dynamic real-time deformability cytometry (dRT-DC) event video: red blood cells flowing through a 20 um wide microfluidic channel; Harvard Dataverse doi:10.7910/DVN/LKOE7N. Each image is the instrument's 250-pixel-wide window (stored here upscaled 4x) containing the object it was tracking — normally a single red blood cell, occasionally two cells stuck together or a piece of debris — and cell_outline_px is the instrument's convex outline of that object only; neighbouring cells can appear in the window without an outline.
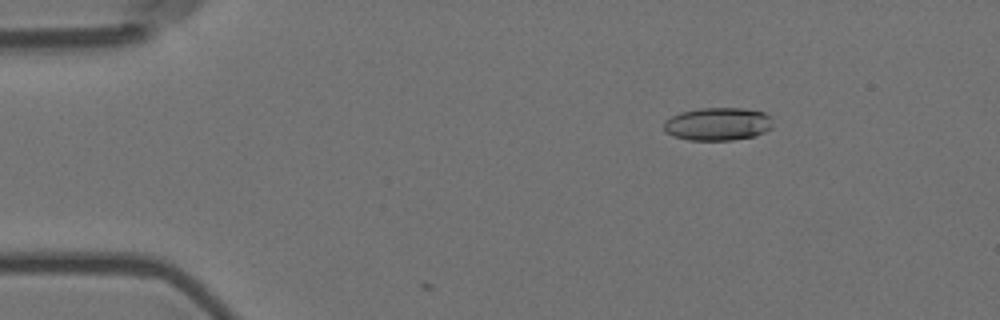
{"species": "Egyptian fruit bat (a non-hibernating species)", "species_latin": "Rousettus aegyptiacus", "temperature_condition": "room temperature", "stored_images_in_passage": 12, "camera_frame_rate_fps": 3000, "um_per_image_px": 0.085, "animal": {"sex": "female"}, "frame": {"image": 1, "passage_image": 9, "time_ms": 2.667, "image_size_px": [1000, 320], "cell_outline_px": [[772, 128], [764, 132], [752, 136], [732, 140], [688, 140], [672, 136], [664, 132], [664, 120], [680, 112], [700, 108], [740, 108], [764, 112], [772, 116]], "centroid_in_image_um": [60.99, 10.54], "position_along_channel_um": 24.0, "area_um2": 21.1}}